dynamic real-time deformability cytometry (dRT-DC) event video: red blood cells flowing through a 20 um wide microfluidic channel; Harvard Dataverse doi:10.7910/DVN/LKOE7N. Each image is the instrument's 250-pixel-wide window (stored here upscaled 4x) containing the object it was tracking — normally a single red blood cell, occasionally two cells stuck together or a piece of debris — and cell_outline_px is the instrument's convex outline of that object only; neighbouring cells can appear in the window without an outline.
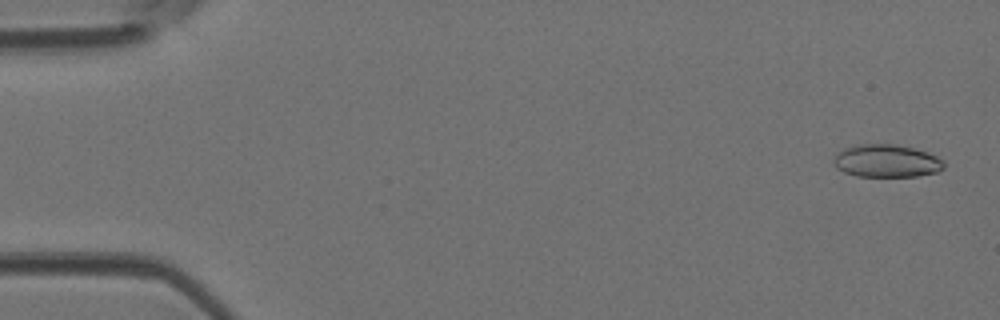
{"species": "Egyptian fruit bat (a non-hibernating species)", "species_latin": "Rousettus aegyptiacus", "temperature_condition": "room temperature", "stored_images_in_passage": 48, "camera_frame_rate_fps": 3000, "um_per_image_px": 0.085, "animal": {"sex": "female"}, "frame": {"image": 1, "passage_image": 2, "time_ms": 0.333, "image_size_px": [1000, 320], "cell_outline_px": [[944, 168], [936, 172], [916, 176], [856, 176], [844, 172], [836, 168], [832, 160], [844, 148], [856, 144], [896, 144], [928, 152], [944, 160]], "centroid_in_image_um": [75.35, 13.67], "position_along_channel_um": 9.6, "area_um2": 21.04}}
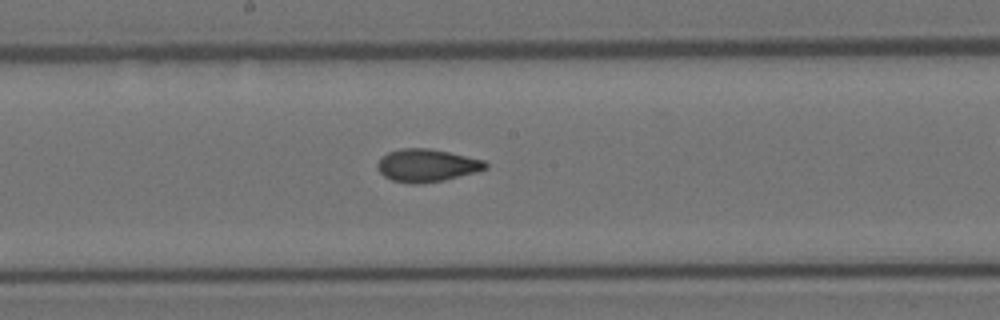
{"frame": {"image": 2, "passage_image": 25, "time_ms": 8.0, "image_size_px": [1000, 320], "cell_outline_px": [[488, 168], [476, 172], [444, 180], [416, 184], [412, 184], [392, 180], [384, 176], [376, 168], [376, 164], [388, 152], [400, 148], [428, 148], [448, 152], [484, 160], [488, 164]], "centroid_in_image_um": [36.27, 14.06], "position_along_channel_um": 211.9, "area_um2": 20.52}}
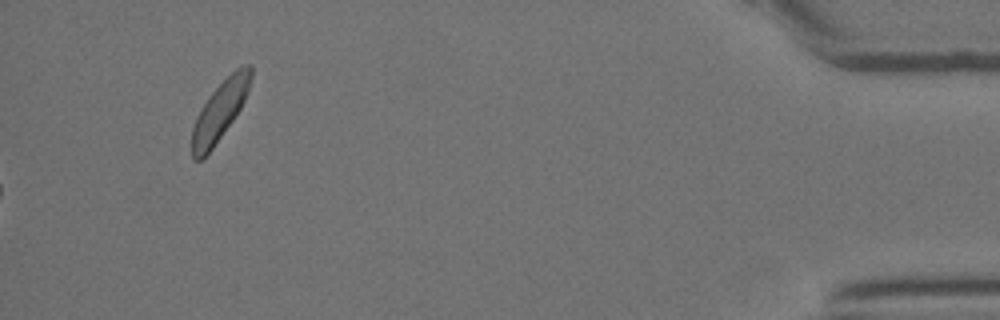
{"frame": {"image": 3, "passage_image": 48, "time_ms": 15.667, "image_size_px": [1000, 320], "cell_outline_px": [[252, 76], [248, 92], [240, 108], [232, 120], [212, 148], [200, 160], [192, 160], [192, 128], [196, 116], [200, 108], [208, 96], [236, 68], [244, 64], [252, 64]], "centroid_in_image_um": [18.68, 9.39], "position_along_channel_um": 416.5, "area_um2": 20.0}}